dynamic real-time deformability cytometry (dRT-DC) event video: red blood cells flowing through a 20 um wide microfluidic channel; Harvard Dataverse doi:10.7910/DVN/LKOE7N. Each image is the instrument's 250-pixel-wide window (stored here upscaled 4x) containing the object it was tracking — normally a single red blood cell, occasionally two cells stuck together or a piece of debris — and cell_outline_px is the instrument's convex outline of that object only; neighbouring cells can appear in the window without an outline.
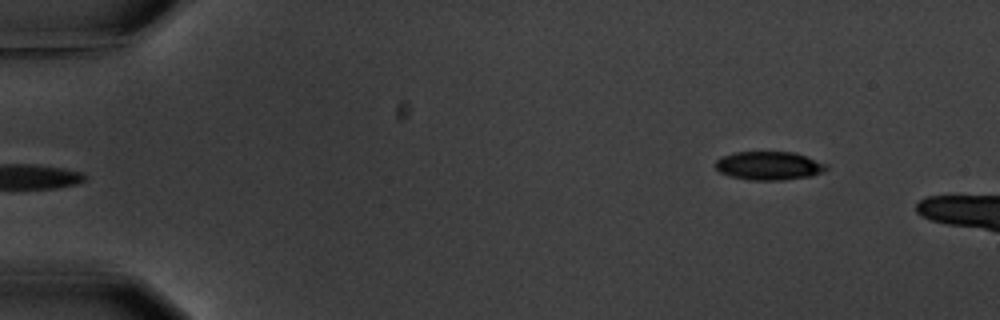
{"species": "common noctule bat (a hibernating species)", "species_latin": "Nyctalus noctula", "temperature_condition": "warm", "stored_images_in_passage": 5, "camera_frame_rate_fps": 3000, "um_per_image_px": 0.085, "animal": {"sex": "male", "body_mass_g": 20.1, "forearm_length_mm": 53.5}, "frame": {"image": 1, "passage_image": 5, "time_ms": 6.0, "image_size_px": [1000, 320], "cell_outline_px": [[828, 168], [824, 172], [812, 176], [784, 180], [748, 180], [732, 176], [720, 172], [716, 168], [716, 160], [720, 156], [736, 152], [796, 152], [828, 164]], "centroid_in_image_um": [65.4, 14.08], "position_along_channel_um": 19.6, "area_um2": 18.61}}